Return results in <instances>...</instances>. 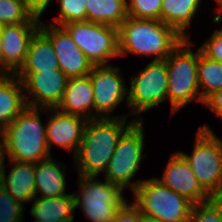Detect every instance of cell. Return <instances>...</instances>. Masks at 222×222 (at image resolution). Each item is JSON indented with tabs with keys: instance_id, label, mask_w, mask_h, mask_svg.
<instances>
[{
	"instance_id": "obj_1",
	"label": "cell",
	"mask_w": 222,
	"mask_h": 222,
	"mask_svg": "<svg viewBox=\"0 0 222 222\" xmlns=\"http://www.w3.org/2000/svg\"><path fill=\"white\" fill-rule=\"evenodd\" d=\"M128 118L88 120L73 163L78 176H99L107 169L122 135L136 122Z\"/></svg>"
},
{
	"instance_id": "obj_2",
	"label": "cell",
	"mask_w": 222,
	"mask_h": 222,
	"mask_svg": "<svg viewBox=\"0 0 222 222\" xmlns=\"http://www.w3.org/2000/svg\"><path fill=\"white\" fill-rule=\"evenodd\" d=\"M184 38L160 20L127 17L118 27L119 56L130 54L166 59Z\"/></svg>"
},
{
	"instance_id": "obj_3",
	"label": "cell",
	"mask_w": 222,
	"mask_h": 222,
	"mask_svg": "<svg viewBox=\"0 0 222 222\" xmlns=\"http://www.w3.org/2000/svg\"><path fill=\"white\" fill-rule=\"evenodd\" d=\"M47 108L26 107L0 132L5 156L21 163H38L51 156L46 142V125L40 113Z\"/></svg>"
},
{
	"instance_id": "obj_4",
	"label": "cell",
	"mask_w": 222,
	"mask_h": 222,
	"mask_svg": "<svg viewBox=\"0 0 222 222\" xmlns=\"http://www.w3.org/2000/svg\"><path fill=\"white\" fill-rule=\"evenodd\" d=\"M191 38H184L165 59L168 72L167 95L174 115L193 100L201 104L197 76L198 49L193 52Z\"/></svg>"
},
{
	"instance_id": "obj_5",
	"label": "cell",
	"mask_w": 222,
	"mask_h": 222,
	"mask_svg": "<svg viewBox=\"0 0 222 222\" xmlns=\"http://www.w3.org/2000/svg\"><path fill=\"white\" fill-rule=\"evenodd\" d=\"M191 155L178 151L189 164L200 186L212 197L222 198V140L207 124L199 126Z\"/></svg>"
},
{
	"instance_id": "obj_6",
	"label": "cell",
	"mask_w": 222,
	"mask_h": 222,
	"mask_svg": "<svg viewBox=\"0 0 222 222\" xmlns=\"http://www.w3.org/2000/svg\"><path fill=\"white\" fill-rule=\"evenodd\" d=\"M133 204L142 215L162 222H187L193 204L156 177L143 179L133 191Z\"/></svg>"
},
{
	"instance_id": "obj_7",
	"label": "cell",
	"mask_w": 222,
	"mask_h": 222,
	"mask_svg": "<svg viewBox=\"0 0 222 222\" xmlns=\"http://www.w3.org/2000/svg\"><path fill=\"white\" fill-rule=\"evenodd\" d=\"M143 124V121H136L122 135L104 174V180L119 186L123 191L129 188L133 192L143 181L141 179L132 181L140 169L142 159L147 155L143 154L145 149Z\"/></svg>"
},
{
	"instance_id": "obj_8",
	"label": "cell",
	"mask_w": 222,
	"mask_h": 222,
	"mask_svg": "<svg viewBox=\"0 0 222 222\" xmlns=\"http://www.w3.org/2000/svg\"><path fill=\"white\" fill-rule=\"evenodd\" d=\"M77 179L79 191L73 193L75 209L80 207L91 222H112L127 201L123 190L107 180L100 181L98 176H78Z\"/></svg>"
},
{
	"instance_id": "obj_9",
	"label": "cell",
	"mask_w": 222,
	"mask_h": 222,
	"mask_svg": "<svg viewBox=\"0 0 222 222\" xmlns=\"http://www.w3.org/2000/svg\"><path fill=\"white\" fill-rule=\"evenodd\" d=\"M129 84L127 106L131 110L128 115L136 116V121H142L139 115L168 99V72L165 59L152 60L131 77Z\"/></svg>"
},
{
	"instance_id": "obj_10",
	"label": "cell",
	"mask_w": 222,
	"mask_h": 222,
	"mask_svg": "<svg viewBox=\"0 0 222 222\" xmlns=\"http://www.w3.org/2000/svg\"><path fill=\"white\" fill-rule=\"evenodd\" d=\"M93 66L110 65L119 57L118 28L90 21L62 25Z\"/></svg>"
},
{
	"instance_id": "obj_11",
	"label": "cell",
	"mask_w": 222,
	"mask_h": 222,
	"mask_svg": "<svg viewBox=\"0 0 222 222\" xmlns=\"http://www.w3.org/2000/svg\"><path fill=\"white\" fill-rule=\"evenodd\" d=\"M121 69L113 65L93 66L88 74L93 89L94 119L97 118H128V115L110 116L111 112L123 101L128 99V88L123 79ZM126 97V99H125Z\"/></svg>"
},
{
	"instance_id": "obj_12",
	"label": "cell",
	"mask_w": 222,
	"mask_h": 222,
	"mask_svg": "<svg viewBox=\"0 0 222 222\" xmlns=\"http://www.w3.org/2000/svg\"><path fill=\"white\" fill-rule=\"evenodd\" d=\"M15 75L23 83L26 105L32 108H56L68 81V77L60 69Z\"/></svg>"
},
{
	"instance_id": "obj_13",
	"label": "cell",
	"mask_w": 222,
	"mask_h": 222,
	"mask_svg": "<svg viewBox=\"0 0 222 222\" xmlns=\"http://www.w3.org/2000/svg\"><path fill=\"white\" fill-rule=\"evenodd\" d=\"M39 30L51 41L59 68L68 78L84 77L91 72L93 64L62 26L46 27L41 21Z\"/></svg>"
},
{
	"instance_id": "obj_14",
	"label": "cell",
	"mask_w": 222,
	"mask_h": 222,
	"mask_svg": "<svg viewBox=\"0 0 222 222\" xmlns=\"http://www.w3.org/2000/svg\"><path fill=\"white\" fill-rule=\"evenodd\" d=\"M41 22H25L0 26L2 42V74H15L23 65L29 43Z\"/></svg>"
},
{
	"instance_id": "obj_15",
	"label": "cell",
	"mask_w": 222,
	"mask_h": 222,
	"mask_svg": "<svg viewBox=\"0 0 222 222\" xmlns=\"http://www.w3.org/2000/svg\"><path fill=\"white\" fill-rule=\"evenodd\" d=\"M163 173L162 178L156 179L189 200L193 205L212 199L200 186L189 164L179 152H173L170 155Z\"/></svg>"
},
{
	"instance_id": "obj_16",
	"label": "cell",
	"mask_w": 222,
	"mask_h": 222,
	"mask_svg": "<svg viewBox=\"0 0 222 222\" xmlns=\"http://www.w3.org/2000/svg\"><path fill=\"white\" fill-rule=\"evenodd\" d=\"M49 119L46 124V142L51 152L57 145L67 152L73 150V156L81 143L84 127L88 120L83 117L61 112L56 108L47 109Z\"/></svg>"
},
{
	"instance_id": "obj_17",
	"label": "cell",
	"mask_w": 222,
	"mask_h": 222,
	"mask_svg": "<svg viewBox=\"0 0 222 222\" xmlns=\"http://www.w3.org/2000/svg\"><path fill=\"white\" fill-rule=\"evenodd\" d=\"M56 109L93 120L94 103L90 76L68 78L66 89Z\"/></svg>"
},
{
	"instance_id": "obj_18",
	"label": "cell",
	"mask_w": 222,
	"mask_h": 222,
	"mask_svg": "<svg viewBox=\"0 0 222 222\" xmlns=\"http://www.w3.org/2000/svg\"><path fill=\"white\" fill-rule=\"evenodd\" d=\"M11 168L6 175L5 164L0 185L22 206L35 198V164L8 160Z\"/></svg>"
},
{
	"instance_id": "obj_19",
	"label": "cell",
	"mask_w": 222,
	"mask_h": 222,
	"mask_svg": "<svg viewBox=\"0 0 222 222\" xmlns=\"http://www.w3.org/2000/svg\"><path fill=\"white\" fill-rule=\"evenodd\" d=\"M26 107L22 81L15 74H0V132Z\"/></svg>"
},
{
	"instance_id": "obj_20",
	"label": "cell",
	"mask_w": 222,
	"mask_h": 222,
	"mask_svg": "<svg viewBox=\"0 0 222 222\" xmlns=\"http://www.w3.org/2000/svg\"><path fill=\"white\" fill-rule=\"evenodd\" d=\"M62 166L52 156L35 163V197H38V193L41 197H59L68 194L66 166L63 163Z\"/></svg>"
},
{
	"instance_id": "obj_21",
	"label": "cell",
	"mask_w": 222,
	"mask_h": 222,
	"mask_svg": "<svg viewBox=\"0 0 222 222\" xmlns=\"http://www.w3.org/2000/svg\"><path fill=\"white\" fill-rule=\"evenodd\" d=\"M30 209V216L38 222H72L74 219V195L59 197H35Z\"/></svg>"
},
{
	"instance_id": "obj_22",
	"label": "cell",
	"mask_w": 222,
	"mask_h": 222,
	"mask_svg": "<svg viewBox=\"0 0 222 222\" xmlns=\"http://www.w3.org/2000/svg\"><path fill=\"white\" fill-rule=\"evenodd\" d=\"M60 69L51 41L38 30L32 37L25 61L16 73H39Z\"/></svg>"
},
{
	"instance_id": "obj_23",
	"label": "cell",
	"mask_w": 222,
	"mask_h": 222,
	"mask_svg": "<svg viewBox=\"0 0 222 222\" xmlns=\"http://www.w3.org/2000/svg\"><path fill=\"white\" fill-rule=\"evenodd\" d=\"M202 0H162L160 21L174 28L183 38H190L186 29L198 13Z\"/></svg>"
},
{
	"instance_id": "obj_24",
	"label": "cell",
	"mask_w": 222,
	"mask_h": 222,
	"mask_svg": "<svg viewBox=\"0 0 222 222\" xmlns=\"http://www.w3.org/2000/svg\"><path fill=\"white\" fill-rule=\"evenodd\" d=\"M86 21L118 28L128 17L126 0H86Z\"/></svg>"
},
{
	"instance_id": "obj_25",
	"label": "cell",
	"mask_w": 222,
	"mask_h": 222,
	"mask_svg": "<svg viewBox=\"0 0 222 222\" xmlns=\"http://www.w3.org/2000/svg\"><path fill=\"white\" fill-rule=\"evenodd\" d=\"M197 76L203 105L211 95L222 89V62L207 58L198 48Z\"/></svg>"
},
{
	"instance_id": "obj_26",
	"label": "cell",
	"mask_w": 222,
	"mask_h": 222,
	"mask_svg": "<svg viewBox=\"0 0 222 222\" xmlns=\"http://www.w3.org/2000/svg\"><path fill=\"white\" fill-rule=\"evenodd\" d=\"M25 22H41L26 8L24 0H0V26Z\"/></svg>"
},
{
	"instance_id": "obj_27",
	"label": "cell",
	"mask_w": 222,
	"mask_h": 222,
	"mask_svg": "<svg viewBox=\"0 0 222 222\" xmlns=\"http://www.w3.org/2000/svg\"><path fill=\"white\" fill-rule=\"evenodd\" d=\"M187 222H222V198L193 205Z\"/></svg>"
},
{
	"instance_id": "obj_28",
	"label": "cell",
	"mask_w": 222,
	"mask_h": 222,
	"mask_svg": "<svg viewBox=\"0 0 222 222\" xmlns=\"http://www.w3.org/2000/svg\"><path fill=\"white\" fill-rule=\"evenodd\" d=\"M59 16L53 23L56 26H62L70 22L86 21V0H58Z\"/></svg>"
},
{
	"instance_id": "obj_29",
	"label": "cell",
	"mask_w": 222,
	"mask_h": 222,
	"mask_svg": "<svg viewBox=\"0 0 222 222\" xmlns=\"http://www.w3.org/2000/svg\"><path fill=\"white\" fill-rule=\"evenodd\" d=\"M131 18L160 20L162 0H126Z\"/></svg>"
},
{
	"instance_id": "obj_30",
	"label": "cell",
	"mask_w": 222,
	"mask_h": 222,
	"mask_svg": "<svg viewBox=\"0 0 222 222\" xmlns=\"http://www.w3.org/2000/svg\"><path fill=\"white\" fill-rule=\"evenodd\" d=\"M25 209L0 185V222H24Z\"/></svg>"
},
{
	"instance_id": "obj_31",
	"label": "cell",
	"mask_w": 222,
	"mask_h": 222,
	"mask_svg": "<svg viewBox=\"0 0 222 222\" xmlns=\"http://www.w3.org/2000/svg\"><path fill=\"white\" fill-rule=\"evenodd\" d=\"M199 49L207 58L222 62V28L215 29L211 37L208 38Z\"/></svg>"
},
{
	"instance_id": "obj_32",
	"label": "cell",
	"mask_w": 222,
	"mask_h": 222,
	"mask_svg": "<svg viewBox=\"0 0 222 222\" xmlns=\"http://www.w3.org/2000/svg\"><path fill=\"white\" fill-rule=\"evenodd\" d=\"M141 220V211L133 203L126 201L117 211L112 222H141Z\"/></svg>"
},
{
	"instance_id": "obj_33",
	"label": "cell",
	"mask_w": 222,
	"mask_h": 222,
	"mask_svg": "<svg viewBox=\"0 0 222 222\" xmlns=\"http://www.w3.org/2000/svg\"><path fill=\"white\" fill-rule=\"evenodd\" d=\"M26 8L35 17L40 19L42 14L50 6L52 0H24Z\"/></svg>"
},
{
	"instance_id": "obj_34",
	"label": "cell",
	"mask_w": 222,
	"mask_h": 222,
	"mask_svg": "<svg viewBox=\"0 0 222 222\" xmlns=\"http://www.w3.org/2000/svg\"><path fill=\"white\" fill-rule=\"evenodd\" d=\"M203 105L209 107L216 116L222 118V89L211 95Z\"/></svg>"
},
{
	"instance_id": "obj_35",
	"label": "cell",
	"mask_w": 222,
	"mask_h": 222,
	"mask_svg": "<svg viewBox=\"0 0 222 222\" xmlns=\"http://www.w3.org/2000/svg\"><path fill=\"white\" fill-rule=\"evenodd\" d=\"M5 158H7L5 156V153H4V149H3V143L1 141V138H0V179H1V174H2V171H3V166L5 164Z\"/></svg>"
},
{
	"instance_id": "obj_36",
	"label": "cell",
	"mask_w": 222,
	"mask_h": 222,
	"mask_svg": "<svg viewBox=\"0 0 222 222\" xmlns=\"http://www.w3.org/2000/svg\"><path fill=\"white\" fill-rule=\"evenodd\" d=\"M216 10L218 11L217 13H219V14H217V15L214 17L213 23L218 24V23H220V21L222 20V2H221V4H220L219 6H217V9H216Z\"/></svg>"
},
{
	"instance_id": "obj_37",
	"label": "cell",
	"mask_w": 222,
	"mask_h": 222,
	"mask_svg": "<svg viewBox=\"0 0 222 222\" xmlns=\"http://www.w3.org/2000/svg\"><path fill=\"white\" fill-rule=\"evenodd\" d=\"M141 222H162V221H159L157 219L149 218L147 216L142 215Z\"/></svg>"
},
{
	"instance_id": "obj_38",
	"label": "cell",
	"mask_w": 222,
	"mask_h": 222,
	"mask_svg": "<svg viewBox=\"0 0 222 222\" xmlns=\"http://www.w3.org/2000/svg\"><path fill=\"white\" fill-rule=\"evenodd\" d=\"M0 74H2V42L0 37Z\"/></svg>"
},
{
	"instance_id": "obj_39",
	"label": "cell",
	"mask_w": 222,
	"mask_h": 222,
	"mask_svg": "<svg viewBox=\"0 0 222 222\" xmlns=\"http://www.w3.org/2000/svg\"><path fill=\"white\" fill-rule=\"evenodd\" d=\"M218 3V6L221 4L222 0H215Z\"/></svg>"
}]
</instances>
